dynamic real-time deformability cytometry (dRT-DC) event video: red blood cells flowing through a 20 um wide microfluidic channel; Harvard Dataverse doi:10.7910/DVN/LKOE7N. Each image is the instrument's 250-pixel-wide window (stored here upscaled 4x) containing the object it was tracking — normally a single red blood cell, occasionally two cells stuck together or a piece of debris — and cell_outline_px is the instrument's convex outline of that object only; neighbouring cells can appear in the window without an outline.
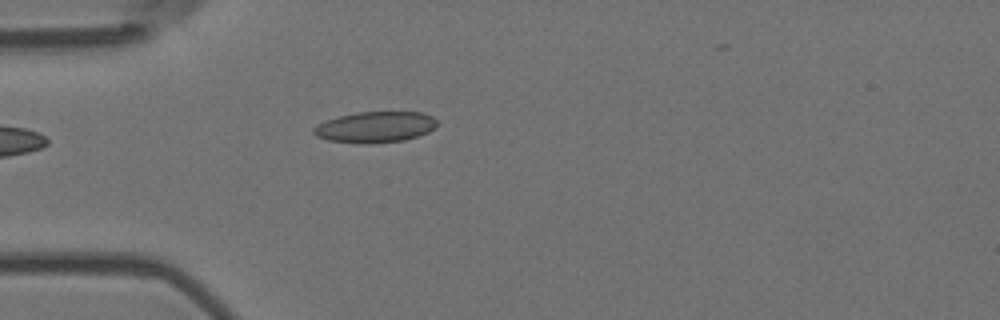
{"species": "Egyptian fruit bat (a non-hibernating species)", "species_latin": "Rousettus aegyptiacus", "temperature_condition": "room temperature", "stored_images_in_passage": 5, "camera_frame_rate_fps": 3000, "um_per_image_px": 0.085, "animal": {"sex": "female"}, "frame": {"image": 1, "passage_image": 5, "time_ms": 1.333, "image_size_px": [1000, 320], "cell_outline_px": [[436, 124], [428, 132], [404, 140], [364, 144], [328, 140], [316, 136], [312, 132], [312, 128], [316, 124], [340, 116], [356, 112], [424, 112], [432, 116], [436, 120]], "centroid_in_image_um": [31.86, 10.79], "position_along_channel_um": 53.1, "area_um2": 22.14}}